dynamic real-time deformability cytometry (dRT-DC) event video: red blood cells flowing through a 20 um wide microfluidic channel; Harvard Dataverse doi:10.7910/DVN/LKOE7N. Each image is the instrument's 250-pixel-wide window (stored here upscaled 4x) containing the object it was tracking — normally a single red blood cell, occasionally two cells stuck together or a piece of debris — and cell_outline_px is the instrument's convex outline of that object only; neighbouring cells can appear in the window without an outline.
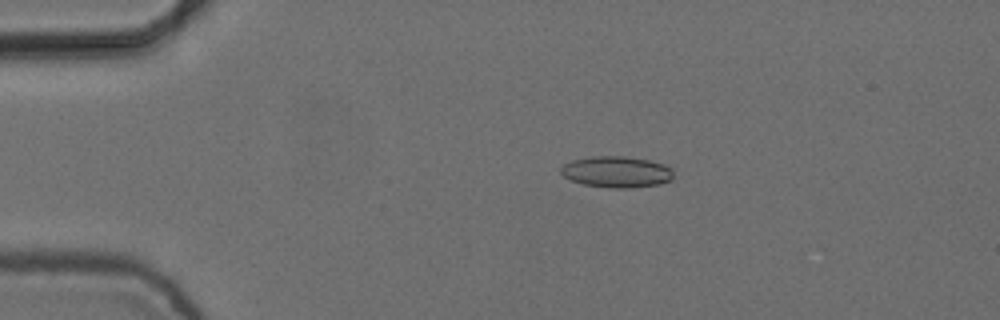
{"species": "common noctule bat (a hibernating species)", "species_latin": "Nyctalus noctula", "temperature_condition": "cold", "stored_images_in_passage": 6, "camera_frame_rate_fps": 3000, "um_per_image_px": 0.085, "animal": {"sex": "female", "body_mass_g": 24.6, "forearm_length_mm": 56.2}, "frame": {"image": 1, "passage_image": 4, "time_ms": 1.0, "image_size_px": [1000, 320], "cell_outline_px": [[672, 180], [660, 184], [628, 188], [608, 188], [584, 184], [572, 180], [564, 176], [560, 172], [560, 168], [564, 164], [572, 160], [592, 156], [624, 156], [648, 160], [664, 164], [672, 168]], "centroid_in_image_um": [52.41, 14.61], "position_along_channel_um": 32.6, "area_um2": 20.52}}